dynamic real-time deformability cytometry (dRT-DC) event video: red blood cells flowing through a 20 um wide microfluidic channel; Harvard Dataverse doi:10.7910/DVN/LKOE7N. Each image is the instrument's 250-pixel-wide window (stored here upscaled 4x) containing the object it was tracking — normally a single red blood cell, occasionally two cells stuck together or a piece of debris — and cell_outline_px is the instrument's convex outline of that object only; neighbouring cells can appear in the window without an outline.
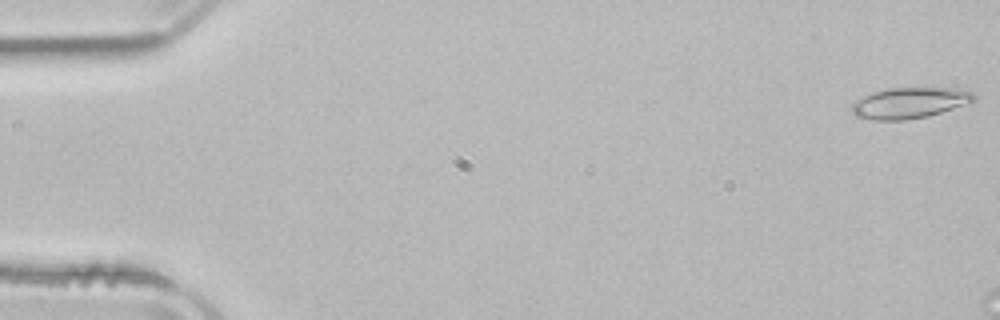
{"species": "common noctule bat (a hibernating species)", "species_latin": "Nyctalus noctula", "temperature_condition": "room temperature", "stored_images_in_passage": 9, "camera_frame_rate_fps": 3000, "um_per_image_px": 0.085, "animal": {"sex": "male", "body_mass_g": 21.5, "forearm_length_mm": 52.0}, "frame": {"image": 1, "passage_image": 1, "time_ms": 0.0, "image_size_px": [1000, 320], "cell_outline_px": [[976, 100], [928, 116], [904, 120], [872, 120], [856, 116], [852, 112], [852, 104], [856, 100], [872, 92], [888, 88], [952, 88], [972, 92], [976, 96]], "centroid_in_image_um": [77.28, 8.74], "position_along_channel_um": 7.7, "area_um2": 21.73}}